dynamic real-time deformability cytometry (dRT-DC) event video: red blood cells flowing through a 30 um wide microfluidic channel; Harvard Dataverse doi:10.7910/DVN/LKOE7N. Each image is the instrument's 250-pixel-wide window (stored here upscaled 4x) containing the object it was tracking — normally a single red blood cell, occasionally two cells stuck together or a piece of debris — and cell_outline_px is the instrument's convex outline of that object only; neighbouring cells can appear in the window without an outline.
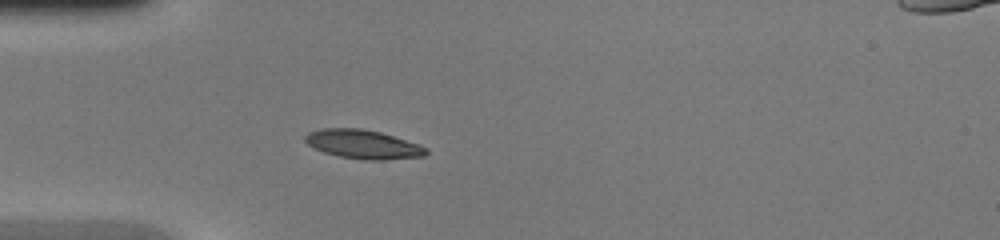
{"species": "common noctule bat (a hibernating species)", "species_latin": "Nyctalus noctula", "temperature_condition": "warm", "stored_images_in_passage": 45, "camera_frame_rate_fps": 3000, "um_per_image_px": 0.085, "animal": {"sex": "female", "body_mass_g": 20.0, "forearm_length_mm": 54.0}, "frame": {"image": 1, "passage_image": 13, "time_ms": 4.0, "image_size_px": [1000, 240], "cell_outline_px": [[428, 152], [424, 156], [384, 160], [364, 160], [340, 156], [324, 152], [312, 148], [304, 140], [304, 136], [308, 132], [324, 128], [360, 128], [380, 132], [420, 144], [428, 148]], "centroid_in_image_um": [30.86, 12.26], "position_along_channel_um": 54.1, "area_um2": 20.46}}
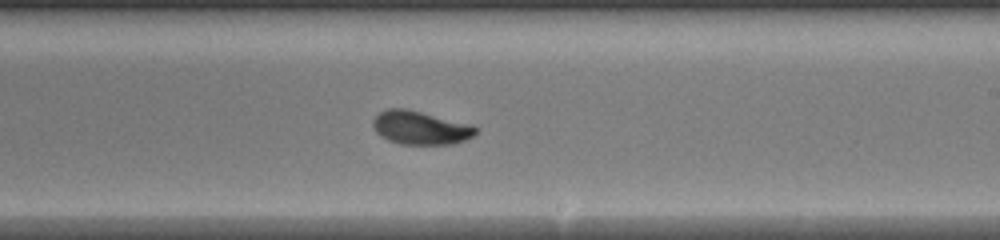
{"frame": {"image": 2, "passage_image": 27, "time_ms": 8.667, "image_size_px": [1000, 240], "cell_outline_px": [[480, 128], [472, 136], [464, 140], [452, 144], [400, 144], [388, 140], [380, 136], [372, 128], [372, 120], [380, 112], [388, 108], [404, 108], [472, 124]], "centroid_in_image_um": [35.72, 10.86], "position_along_channel_um": 253.3, "area_um2": 20.11}}
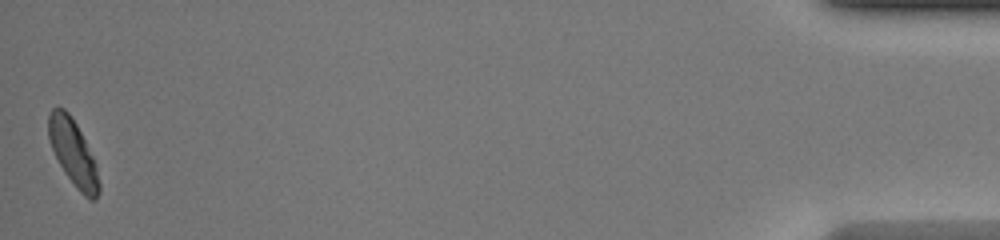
{"frame": {"image": 3, "passage_image": 45, "time_ms": 14.667, "image_size_px": [1000, 240], "cell_outline_px": [[100, 192], [96, 200], [88, 200], [76, 188], [64, 172], [52, 148], [48, 136], [48, 116], [52, 108], [64, 108], [68, 112], [76, 124], [96, 164], [100, 184]], "centroid_in_image_um": [6.23, 13.03], "position_along_channel_um": 429.0, "area_um2": 19.19}}